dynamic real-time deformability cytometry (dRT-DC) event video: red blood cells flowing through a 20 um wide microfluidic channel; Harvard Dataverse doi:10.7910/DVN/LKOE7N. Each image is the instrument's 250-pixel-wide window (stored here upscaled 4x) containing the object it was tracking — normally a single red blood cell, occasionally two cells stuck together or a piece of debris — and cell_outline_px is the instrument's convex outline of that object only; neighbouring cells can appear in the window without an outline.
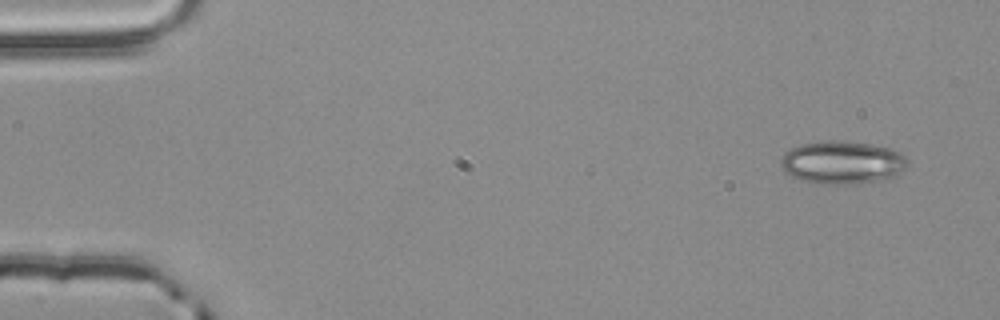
{"species": "common noctule bat (a hibernating species)", "species_latin": "Nyctalus noctula", "temperature_condition": "room temperature", "stored_images_in_passage": 5, "camera_frame_rate_fps": 3000, "um_per_image_px": 0.085, "animal": {"sex": "male", "body_mass_g": 20.4}, "frame": {"image": 1, "passage_image": 1, "time_ms": 0.0, "image_size_px": [1000, 320], "cell_outline_px": [[908, 164], [900, 172], [888, 180], [848, 184], [824, 184], [800, 180], [788, 176], [784, 172], [780, 164], [780, 160], [784, 152], [800, 144], [824, 140], [844, 140], [872, 144], [888, 148], [900, 152], [908, 160]], "centroid_in_image_um": [71.56, 13.81], "position_along_channel_um": 13.4, "area_um2": 32.25}}
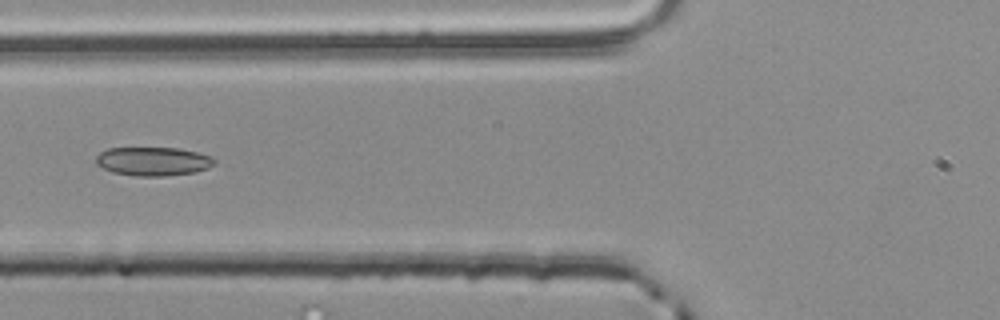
{"frame": {"image": 2, "passage_image": 5, "time_ms": 1.333, "image_size_px": [1000, 320], "cell_outline_px": [[216, 164], [208, 168], [196, 172], [168, 176], [136, 176], [112, 172], [96, 164], [96, 156], [100, 152], [108, 148], [180, 148], [200, 152], [212, 156], [216, 160]], "centroid_in_image_um": [13.07, 13.71], "position_along_channel_um": 112.7, "area_um2": 20.11}}